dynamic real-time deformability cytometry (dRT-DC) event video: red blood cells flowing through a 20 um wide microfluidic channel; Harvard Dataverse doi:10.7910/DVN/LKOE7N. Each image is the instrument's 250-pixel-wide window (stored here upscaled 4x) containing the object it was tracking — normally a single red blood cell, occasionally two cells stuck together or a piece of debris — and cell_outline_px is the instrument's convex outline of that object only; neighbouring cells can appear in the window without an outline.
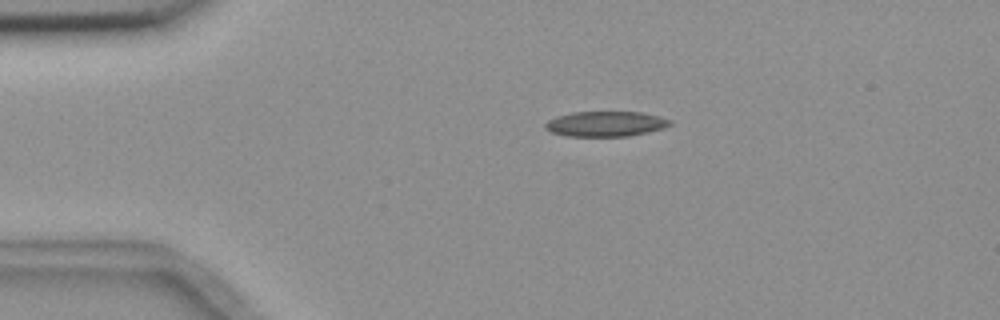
{"species": "common noctule bat (a hibernating species)", "species_latin": "Nyctalus noctula", "temperature_condition": "room temperature", "stored_images_in_passage": 4, "camera_frame_rate_fps": 3000, "um_per_image_px": 0.085, "animal": {"sex": "female", "body_mass_g": 18.4}, "frame": {"image": 1, "passage_image": 1, "time_ms": 0.0, "image_size_px": [1000, 320], "cell_outline_px": [[672, 124], [664, 128], [648, 132], [628, 136], [564, 136], [552, 132], [544, 128], [544, 124], [548, 120], [556, 116], [572, 112], [640, 112], [660, 116], [672, 120]], "centroid_in_image_um": [51.48, 10.53], "position_along_channel_um": 33.5, "area_um2": 18.44}}
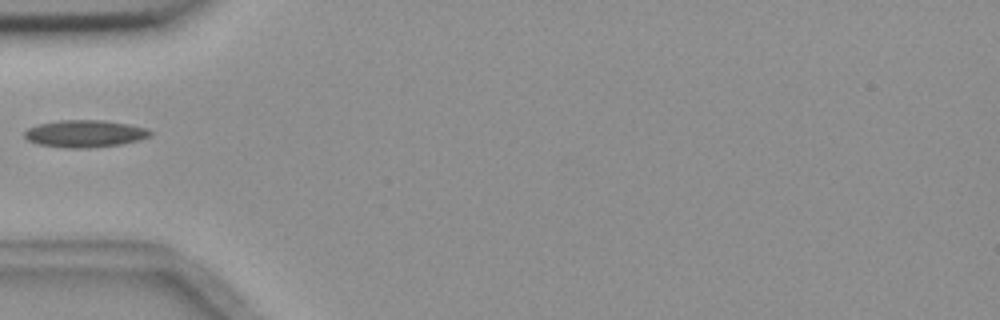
{"frame": {"image": 2, "passage_image": 3, "time_ms": 2.333, "image_size_px": [1000, 320], "cell_outline_px": [[152, 136], [140, 140], [120, 144], [88, 148], [68, 148], [40, 144], [28, 140], [24, 136], [24, 132], [28, 128], [36, 124], [60, 120], [104, 120], [128, 124], [148, 128], [152, 132]], "centroid_in_image_um": [7.24, 11.35], "position_along_channel_um": 77.8, "area_um2": 20.0}}